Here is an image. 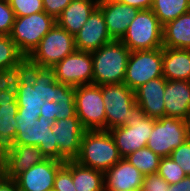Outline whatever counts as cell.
<instances>
[{
  "label": "cell",
  "mask_w": 190,
  "mask_h": 191,
  "mask_svg": "<svg viewBox=\"0 0 190 191\" xmlns=\"http://www.w3.org/2000/svg\"><path fill=\"white\" fill-rule=\"evenodd\" d=\"M163 47L190 49V11L163 26Z\"/></svg>",
  "instance_id": "obj_25"
},
{
  "label": "cell",
  "mask_w": 190,
  "mask_h": 191,
  "mask_svg": "<svg viewBox=\"0 0 190 191\" xmlns=\"http://www.w3.org/2000/svg\"><path fill=\"white\" fill-rule=\"evenodd\" d=\"M85 131L77 116L57 119L53 123L52 133L59 148V161L74 160L78 156Z\"/></svg>",
  "instance_id": "obj_15"
},
{
  "label": "cell",
  "mask_w": 190,
  "mask_h": 191,
  "mask_svg": "<svg viewBox=\"0 0 190 191\" xmlns=\"http://www.w3.org/2000/svg\"><path fill=\"white\" fill-rule=\"evenodd\" d=\"M146 147L160 157H168L171 152L190 138V122L174 117L154 119Z\"/></svg>",
  "instance_id": "obj_8"
},
{
  "label": "cell",
  "mask_w": 190,
  "mask_h": 191,
  "mask_svg": "<svg viewBox=\"0 0 190 191\" xmlns=\"http://www.w3.org/2000/svg\"><path fill=\"white\" fill-rule=\"evenodd\" d=\"M170 157L180 165L186 175H190V138L174 149Z\"/></svg>",
  "instance_id": "obj_33"
},
{
  "label": "cell",
  "mask_w": 190,
  "mask_h": 191,
  "mask_svg": "<svg viewBox=\"0 0 190 191\" xmlns=\"http://www.w3.org/2000/svg\"><path fill=\"white\" fill-rule=\"evenodd\" d=\"M170 184L158 173L144 175L141 191H168Z\"/></svg>",
  "instance_id": "obj_35"
},
{
  "label": "cell",
  "mask_w": 190,
  "mask_h": 191,
  "mask_svg": "<svg viewBox=\"0 0 190 191\" xmlns=\"http://www.w3.org/2000/svg\"><path fill=\"white\" fill-rule=\"evenodd\" d=\"M106 23L107 31L113 40H120L135 18L138 9L118 1H109L98 5Z\"/></svg>",
  "instance_id": "obj_21"
},
{
  "label": "cell",
  "mask_w": 190,
  "mask_h": 191,
  "mask_svg": "<svg viewBox=\"0 0 190 191\" xmlns=\"http://www.w3.org/2000/svg\"><path fill=\"white\" fill-rule=\"evenodd\" d=\"M53 123L40 116L33 126H18L14 144L37 146L46 158L59 160V148L54 142V133H52Z\"/></svg>",
  "instance_id": "obj_14"
},
{
  "label": "cell",
  "mask_w": 190,
  "mask_h": 191,
  "mask_svg": "<svg viewBox=\"0 0 190 191\" xmlns=\"http://www.w3.org/2000/svg\"><path fill=\"white\" fill-rule=\"evenodd\" d=\"M122 157L108 130L85 131L78 156V164L105 173Z\"/></svg>",
  "instance_id": "obj_2"
},
{
  "label": "cell",
  "mask_w": 190,
  "mask_h": 191,
  "mask_svg": "<svg viewBox=\"0 0 190 191\" xmlns=\"http://www.w3.org/2000/svg\"><path fill=\"white\" fill-rule=\"evenodd\" d=\"M75 47L77 51L93 52L113 41L107 31L101 9L97 6L88 20L76 33Z\"/></svg>",
  "instance_id": "obj_17"
},
{
  "label": "cell",
  "mask_w": 190,
  "mask_h": 191,
  "mask_svg": "<svg viewBox=\"0 0 190 191\" xmlns=\"http://www.w3.org/2000/svg\"><path fill=\"white\" fill-rule=\"evenodd\" d=\"M36 119L22 118L20 114L17 113L16 121L18 126H33Z\"/></svg>",
  "instance_id": "obj_43"
},
{
  "label": "cell",
  "mask_w": 190,
  "mask_h": 191,
  "mask_svg": "<svg viewBox=\"0 0 190 191\" xmlns=\"http://www.w3.org/2000/svg\"><path fill=\"white\" fill-rule=\"evenodd\" d=\"M47 159L37 146L14 144L7 151V170L5 177L15 180L25 170Z\"/></svg>",
  "instance_id": "obj_22"
},
{
  "label": "cell",
  "mask_w": 190,
  "mask_h": 191,
  "mask_svg": "<svg viewBox=\"0 0 190 191\" xmlns=\"http://www.w3.org/2000/svg\"><path fill=\"white\" fill-rule=\"evenodd\" d=\"M7 151L8 148L0 143V176L5 177L7 170Z\"/></svg>",
  "instance_id": "obj_41"
},
{
  "label": "cell",
  "mask_w": 190,
  "mask_h": 191,
  "mask_svg": "<svg viewBox=\"0 0 190 191\" xmlns=\"http://www.w3.org/2000/svg\"><path fill=\"white\" fill-rule=\"evenodd\" d=\"M64 163L47 158L33 165L15 179L18 191H53L56 173Z\"/></svg>",
  "instance_id": "obj_16"
},
{
  "label": "cell",
  "mask_w": 190,
  "mask_h": 191,
  "mask_svg": "<svg viewBox=\"0 0 190 191\" xmlns=\"http://www.w3.org/2000/svg\"><path fill=\"white\" fill-rule=\"evenodd\" d=\"M157 173L169 184L177 183L186 176L180 165L170 156L161 157Z\"/></svg>",
  "instance_id": "obj_30"
},
{
  "label": "cell",
  "mask_w": 190,
  "mask_h": 191,
  "mask_svg": "<svg viewBox=\"0 0 190 191\" xmlns=\"http://www.w3.org/2000/svg\"><path fill=\"white\" fill-rule=\"evenodd\" d=\"M96 7L92 0H72L56 18V24L75 36Z\"/></svg>",
  "instance_id": "obj_23"
},
{
  "label": "cell",
  "mask_w": 190,
  "mask_h": 191,
  "mask_svg": "<svg viewBox=\"0 0 190 191\" xmlns=\"http://www.w3.org/2000/svg\"><path fill=\"white\" fill-rule=\"evenodd\" d=\"M58 103V119H66L77 116L75 100H61Z\"/></svg>",
  "instance_id": "obj_37"
},
{
  "label": "cell",
  "mask_w": 190,
  "mask_h": 191,
  "mask_svg": "<svg viewBox=\"0 0 190 191\" xmlns=\"http://www.w3.org/2000/svg\"><path fill=\"white\" fill-rule=\"evenodd\" d=\"M71 1L72 0H42L43 9L48 15L56 19Z\"/></svg>",
  "instance_id": "obj_36"
},
{
  "label": "cell",
  "mask_w": 190,
  "mask_h": 191,
  "mask_svg": "<svg viewBox=\"0 0 190 191\" xmlns=\"http://www.w3.org/2000/svg\"><path fill=\"white\" fill-rule=\"evenodd\" d=\"M120 3L127 4L138 10L151 9L153 0H116Z\"/></svg>",
  "instance_id": "obj_39"
},
{
  "label": "cell",
  "mask_w": 190,
  "mask_h": 191,
  "mask_svg": "<svg viewBox=\"0 0 190 191\" xmlns=\"http://www.w3.org/2000/svg\"><path fill=\"white\" fill-rule=\"evenodd\" d=\"M9 4L15 17L29 16L44 11L42 0H10Z\"/></svg>",
  "instance_id": "obj_32"
},
{
  "label": "cell",
  "mask_w": 190,
  "mask_h": 191,
  "mask_svg": "<svg viewBox=\"0 0 190 191\" xmlns=\"http://www.w3.org/2000/svg\"><path fill=\"white\" fill-rule=\"evenodd\" d=\"M163 98L165 117L190 122V81L167 80Z\"/></svg>",
  "instance_id": "obj_19"
},
{
  "label": "cell",
  "mask_w": 190,
  "mask_h": 191,
  "mask_svg": "<svg viewBox=\"0 0 190 191\" xmlns=\"http://www.w3.org/2000/svg\"><path fill=\"white\" fill-rule=\"evenodd\" d=\"M153 126L154 118L147 117L139 111L127 125L110 129L120 156L125 158L132 152L146 147Z\"/></svg>",
  "instance_id": "obj_11"
},
{
  "label": "cell",
  "mask_w": 190,
  "mask_h": 191,
  "mask_svg": "<svg viewBox=\"0 0 190 191\" xmlns=\"http://www.w3.org/2000/svg\"><path fill=\"white\" fill-rule=\"evenodd\" d=\"M72 179L76 191H105L104 173L72 160Z\"/></svg>",
  "instance_id": "obj_27"
},
{
  "label": "cell",
  "mask_w": 190,
  "mask_h": 191,
  "mask_svg": "<svg viewBox=\"0 0 190 191\" xmlns=\"http://www.w3.org/2000/svg\"><path fill=\"white\" fill-rule=\"evenodd\" d=\"M168 191H190V175H186L177 183L170 184Z\"/></svg>",
  "instance_id": "obj_40"
},
{
  "label": "cell",
  "mask_w": 190,
  "mask_h": 191,
  "mask_svg": "<svg viewBox=\"0 0 190 191\" xmlns=\"http://www.w3.org/2000/svg\"><path fill=\"white\" fill-rule=\"evenodd\" d=\"M120 41L130 51L163 47V25L151 9L139 10Z\"/></svg>",
  "instance_id": "obj_4"
},
{
  "label": "cell",
  "mask_w": 190,
  "mask_h": 191,
  "mask_svg": "<svg viewBox=\"0 0 190 191\" xmlns=\"http://www.w3.org/2000/svg\"><path fill=\"white\" fill-rule=\"evenodd\" d=\"M53 191H76L72 179V160H67L57 171Z\"/></svg>",
  "instance_id": "obj_31"
},
{
  "label": "cell",
  "mask_w": 190,
  "mask_h": 191,
  "mask_svg": "<svg viewBox=\"0 0 190 191\" xmlns=\"http://www.w3.org/2000/svg\"><path fill=\"white\" fill-rule=\"evenodd\" d=\"M106 113V130L127 125L140 110L135 100V92L126 84L101 86Z\"/></svg>",
  "instance_id": "obj_6"
},
{
  "label": "cell",
  "mask_w": 190,
  "mask_h": 191,
  "mask_svg": "<svg viewBox=\"0 0 190 191\" xmlns=\"http://www.w3.org/2000/svg\"><path fill=\"white\" fill-rule=\"evenodd\" d=\"M58 103L45 100L40 108V116H44L48 120L55 122L58 119Z\"/></svg>",
  "instance_id": "obj_38"
},
{
  "label": "cell",
  "mask_w": 190,
  "mask_h": 191,
  "mask_svg": "<svg viewBox=\"0 0 190 191\" xmlns=\"http://www.w3.org/2000/svg\"><path fill=\"white\" fill-rule=\"evenodd\" d=\"M163 47L131 51L126 67L124 84L135 91L140 86L163 76Z\"/></svg>",
  "instance_id": "obj_9"
},
{
  "label": "cell",
  "mask_w": 190,
  "mask_h": 191,
  "mask_svg": "<svg viewBox=\"0 0 190 191\" xmlns=\"http://www.w3.org/2000/svg\"><path fill=\"white\" fill-rule=\"evenodd\" d=\"M97 6L102 4V3H106L109 1H115V0H92Z\"/></svg>",
  "instance_id": "obj_44"
},
{
  "label": "cell",
  "mask_w": 190,
  "mask_h": 191,
  "mask_svg": "<svg viewBox=\"0 0 190 191\" xmlns=\"http://www.w3.org/2000/svg\"><path fill=\"white\" fill-rule=\"evenodd\" d=\"M76 114L86 131L106 130V113L101 86L86 84L75 87Z\"/></svg>",
  "instance_id": "obj_10"
},
{
  "label": "cell",
  "mask_w": 190,
  "mask_h": 191,
  "mask_svg": "<svg viewBox=\"0 0 190 191\" xmlns=\"http://www.w3.org/2000/svg\"><path fill=\"white\" fill-rule=\"evenodd\" d=\"M16 88L18 114L22 118L38 119L45 100L60 102L75 100V87L59 83L52 68L33 66L25 61L23 69L11 76Z\"/></svg>",
  "instance_id": "obj_1"
},
{
  "label": "cell",
  "mask_w": 190,
  "mask_h": 191,
  "mask_svg": "<svg viewBox=\"0 0 190 191\" xmlns=\"http://www.w3.org/2000/svg\"><path fill=\"white\" fill-rule=\"evenodd\" d=\"M16 88L9 76H0V143L10 148L14 145L18 123Z\"/></svg>",
  "instance_id": "obj_13"
},
{
  "label": "cell",
  "mask_w": 190,
  "mask_h": 191,
  "mask_svg": "<svg viewBox=\"0 0 190 191\" xmlns=\"http://www.w3.org/2000/svg\"><path fill=\"white\" fill-rule=\"evenodd\" d=\"M56 24V19L45 11L29 16L15 17L10 38L27 58L39 45L41 39Z\"/></svg>",
  "instance_id": "obj_7"
},
{
  "label": "cell",
  "mask_w": 190,
  "mask_h": 191,
  "mask_svg": "<svg viewBox=\"0 0 190 191\" xmlns=\"http://www.w3.org/2000/svg\"><path fill=\"white\" fill-rule=\"evenodd\" d=\"M144 175L158 172L161 157L155 154L148 147L138 149L125 157Z\"/></svg>",
  "instance_id": "obj_29"
},
{
  "label": "cell",
  "mask_w": 190,
  "mask_h": 191,
  "mask_svg": "<svg viewBox=\"0 0 190 191\" xmlns=\"http://www.w3.org/2000/svg\"><path fill=\"white\" fill-rule=\"evenodd\" d=\"M75 51L74 36L55 24L26 61L36 67L52 68Z\"/></svg>",
  "instance_id": "obj_5"
},
{
  "label": "cell",
  "mask_w": 190,
  "mask_h": 191,
  "mask_svg": "<svg viewBox=\"0 0 190 191\" xmlns=\"http://www.w3.org/2000/svg\"><path fill=\"white\" fill-rule=\"evenodd\" d=\"M15 14L9 2L0 0V35H10Z\"/></svg>",
  "instance_id": "obj_34"
},
{
  "label": "cell",
  "mask_w": 190,
  "mask_h": 191,
  "mask_svg": "<svg viewBox=\"0 0 190 191\" xmlns=\"http://www.w3.org/2000/svg\"><path fill=\"white\" fill-rule=\"evenodd\" d=\"M52 69L55 71L56 80L59 83L73 87L92 84V52L76 50L74 53L67 55Z\"/></svg>",
  "instance_id": "obj_12"
},
{
  "label": "cell",
  "mask_w": 190,
  "mask_h": 191,
  "mask_svg": "<svg viewBox=\"0 0 190 191\" xmlns=\"http://www.w3.org/2000/svg\"><path fill=\"white\" fill-rule=\"evenodd\" d=\"M25 56L9 35H0V76L11 77L23 69Z\"/></svg>",
  "instance_id": "obj_26"
},
{
  "label": "cell",
  "mask_w": 190,
  "mask_h": 191,
  "mask_svg": "<svg viewBox=\"0 0 190 191\" xmlns=\"http://www.w3.org/2000/svg\"><path fill=\"white\" fill-rule=\"evenodd\" d=\"M151 10L164 26L190 11V0H153Z\"/></svg>",
  "instance_id": "obj_28"
},
{
  "label": "cell",
  "mask_w": 190,
  "mask_h": 191,
  "mask_svg": "<svg viewBox=\"0 0 190 191\" xmlns=\"http://www.w3.org/2000/svg\"><path fill=\"white\" fill-rule=\"evenodd\" d=\"M163 77L190 81V49L163 47Z\"/></svg>",
  "instance_id": "obj_24"
},
{
  "label": "cell",
  "mask_w": 190,
  "mask_h": 191,
  "mask_svg": "<svg viewBox=\"0 0 190 191\" xmlns=\"http://www.w3.org/2000/svg\"><path fill=\"white\" fill-rule=\"evenodd\" d=\"M144 174L122 158L104 173L105 191L141 190Z\"/></svg>",
  "instance_id": "obj_20"
},
{
  "label": "cell",
  "mask_w": 190,
  "mask_h": 191,
  "mask_svg": "<svg viewBox=\"0 0 190 191\" xmlns=\"http://www.w3.org/2000/svg\"><path fill=\"white\" fill-rule=\"evenodd\" d=\"M130 52L120 40H113L93 51L92 84L99 86L122 84Z\"/></svg>",
  "instance_id": "obj_3"
},
{
  "label": "cell",
  "mask_w": 190,
  "mask_h": 191,
  "mask_svg": "<svg viewBox=\"0 0 190 191\" xmlns=\"http://www.w3.org/2000/svg\"><path fill=\"white\" fill-rule=\"evenodd\" d=\"M0 191H18L16 180L0 178Z\"/></svg>",
  "instance_id": "obj_42"
},
{
  "label": "cell",
  "mask_w": 190,
  "mask_h": 191,
  "mask_svg": "<svg viewBox=\"0 0 190 191\" xmlns=\"http://www.w3.org/2000/svg\"><path fill=\"white\" fill-rule=\"evenodd\" d=\"M166 81L163 76L149 80L134 91L136 104L139 110L147 117L154 119L165 117L163 96Z\"/></svg>",
  "instance_id": "obj_18"
}]
</instances>
